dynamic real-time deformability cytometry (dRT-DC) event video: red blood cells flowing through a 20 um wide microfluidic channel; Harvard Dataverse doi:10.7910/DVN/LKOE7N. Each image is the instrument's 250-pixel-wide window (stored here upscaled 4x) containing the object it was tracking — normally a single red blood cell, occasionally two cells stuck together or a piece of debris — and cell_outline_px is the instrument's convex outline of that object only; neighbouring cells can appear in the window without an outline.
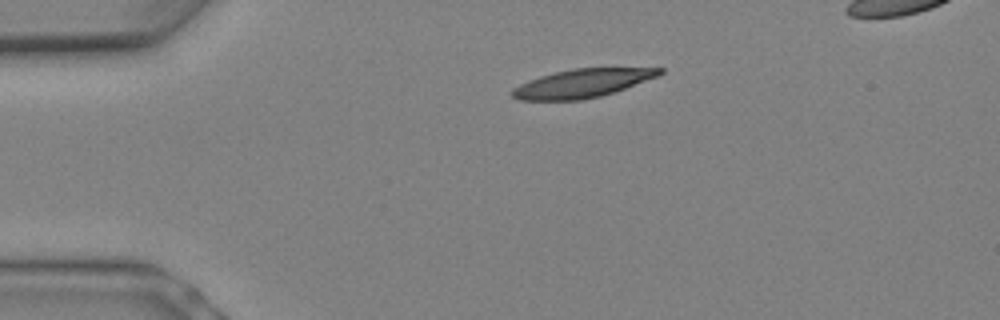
{"species": "Egyptian fruit bat (a non-hibernating species)", "species_latin": "Rousettus aegyptiacus", "temperature_condition": "warm", "stored_images_in_passage": 4, "segment_of_instrument_passage": [1, 2], "camera_frame_rate_fps": 3000, "um_per_image_px": 0.085, "animal": {"sex": "female"}, "frame": {"image": 1, "passage_image": 1, "time_ms": 0.0, "image_size_px": [1000, 320], "cell_outline_px": [[664, 72], [656, 76], [624, 88], [600, 96], [580, 100], [520, 100], [512, 96], [512, 88], [528, 80], [540, 76], [572, 68], [664, 68]], "centroid_in_image_um": [49.44, 7.08], "position_along_channel_um": 35.6, "area_um2": 24.04}}